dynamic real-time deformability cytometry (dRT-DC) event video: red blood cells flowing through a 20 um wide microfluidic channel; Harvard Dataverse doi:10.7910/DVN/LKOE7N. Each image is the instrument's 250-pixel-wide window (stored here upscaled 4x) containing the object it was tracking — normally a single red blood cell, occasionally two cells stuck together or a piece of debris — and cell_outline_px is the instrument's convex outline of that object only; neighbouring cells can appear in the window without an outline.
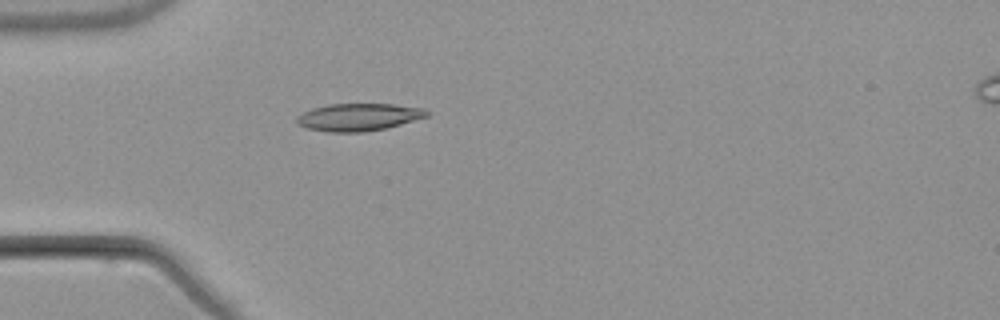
{"species": "common noctule bat (a hibernating species)", "species_latin": "Nyctalus noctula", "temperature_condition": "warm", "stored_images_in_passage": 4, "camera_frame_rate_fps": 3000, "um_per_image_px": 0.085, "animal": {"sex": "male", "body_mass_g": 21.5, "forearm_length_mm": 52.0}, "frame": {"image": 1, "passage_image": 4, "time_ms": 3.667, "image_size_px": [1000, 320], "cell_outline_px": [[428, 116], [400, 124], [384, 128], [364, 132], [328, 132], [308, 128], [296, 124], [296, 116], [312, 108], [328, 104], [392, 104], [424, 108], [428, 112]], "centroid_in_image_um": [30.44, 9.95], "position_along_channel_um": 54.6, "area_um2": 20.69}}